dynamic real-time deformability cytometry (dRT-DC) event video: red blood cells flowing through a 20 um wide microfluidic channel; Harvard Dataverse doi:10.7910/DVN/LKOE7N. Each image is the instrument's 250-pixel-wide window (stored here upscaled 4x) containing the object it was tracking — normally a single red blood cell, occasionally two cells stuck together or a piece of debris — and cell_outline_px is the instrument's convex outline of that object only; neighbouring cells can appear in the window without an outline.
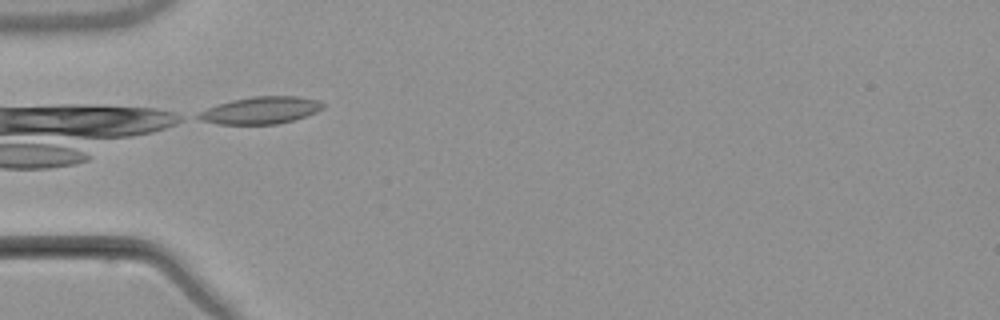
{"species": "common noctule bat (a hibernating species)", "species_latin": "Nyctalus noctula", "temperature_condition": "warm", "stored_images_in_passage": 4, "camera_frame_rate_fps": 3000, "um_per_image_px": 0.085, "animal": {"sex": "male", "body_mass_g": 21.5, "forearm_length_mm": 52.0}, "frame": {"image": 1, "passage_image": 4, "time_ms": 4.333, "image_size_px": [1000, 320], "cell_outline_px": [[324, 108], [316, 112], [292, 120], [276, 124], [220, 124], [200, 120], [192, 116], [208, 108], [232, 100], [252, 96], [296, 96], [320, 100], [324, 104]], "centroid_in_image_um": [22.16, 9.37], "position_along_channel_um": 62.8, "area_um2": 19.59}}